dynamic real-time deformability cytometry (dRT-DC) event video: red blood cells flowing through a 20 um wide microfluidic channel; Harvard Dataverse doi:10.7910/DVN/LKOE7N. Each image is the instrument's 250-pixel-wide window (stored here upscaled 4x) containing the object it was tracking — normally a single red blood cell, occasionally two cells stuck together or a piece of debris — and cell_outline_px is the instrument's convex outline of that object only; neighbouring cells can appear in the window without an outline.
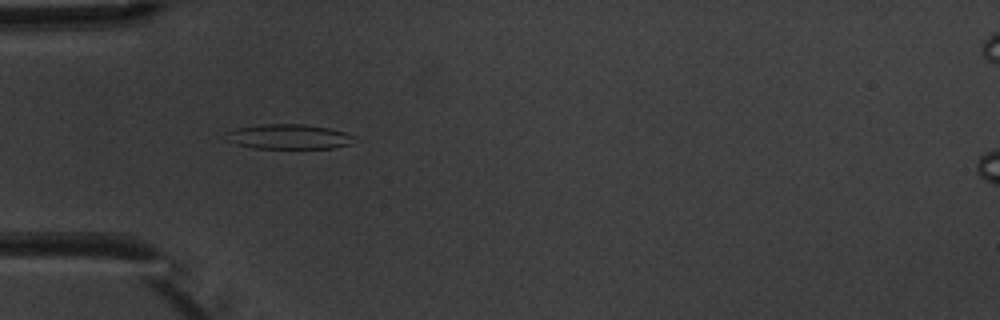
{"species": "common noctule bat (a hibernating species)", "species_latin": "Nyctalus noctula", "temperature_condition": "warm", "stored_images_in_passage": 2, "camera_frame_rate_fps": 3000, "um_per_image_px": 0.085, "animal": {"sex": "male", "body_mass_g": 20.1, "forearm_length_mm": 53.5}, "frame": {"image": 1, "passage_image": 1, "time_ms": 0.0, "image_size_px": [1000, 320], "cell_outline_px": [[356, 136], [348, 144], [332, 148], [252, 148], [236, 144], [224, 140], [224, 132], [236, 128], [264, 124], [304, 124], [328, 128], [344, 132]], "centroid_in_image_um": [24.45, 11.61], "position_along_channel_um": 60.6, "area_um2": 18.61}}